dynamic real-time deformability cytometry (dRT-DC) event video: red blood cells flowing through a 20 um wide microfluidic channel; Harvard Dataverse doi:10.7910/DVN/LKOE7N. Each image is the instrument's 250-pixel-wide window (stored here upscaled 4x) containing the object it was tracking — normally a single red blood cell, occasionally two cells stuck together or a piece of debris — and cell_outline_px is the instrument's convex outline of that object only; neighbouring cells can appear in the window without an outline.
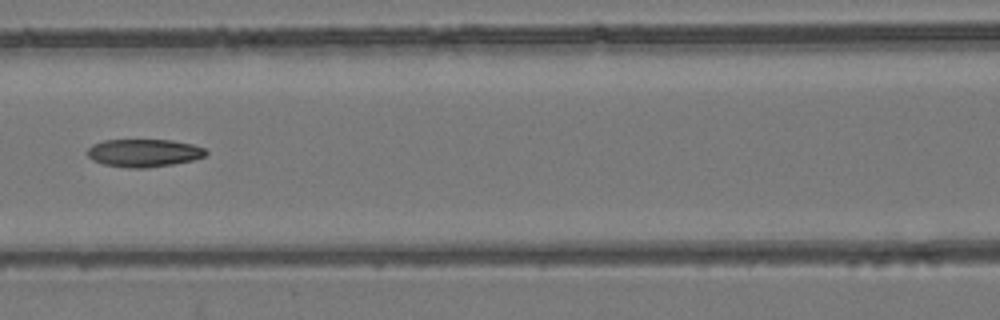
{"species": "common noctule bat (a hibernating species)", "species_latin": "Nyctalus noctula", "temperature_condition": "room temperature", "stored_images_in_passage": 7, "camera_frame_rate_fps": 3000, "um_per_image_px": 0.085, "animal": {"sex": "female", "body_mass_g": 24.6, "forearm_length_mm": 56.2}, "frame": {"image": 1, "passage_image": 7, "time_ms": 7.0, "image_size_px": [1000, 320], "cell_outline_px": [[208, 152], [204, 156], [192, 160], [172, 164], [148, 168], [128, 168], [104, 164], [92, 160], [88, 156], [88, 148], [92, 144], [104, 140], [172, 140], [192, 144], [204, 148]], "centroid_in_image_um": [12.22, 13.0], "position_along_channel_um": 154.4, "area_um2": 19.19}}